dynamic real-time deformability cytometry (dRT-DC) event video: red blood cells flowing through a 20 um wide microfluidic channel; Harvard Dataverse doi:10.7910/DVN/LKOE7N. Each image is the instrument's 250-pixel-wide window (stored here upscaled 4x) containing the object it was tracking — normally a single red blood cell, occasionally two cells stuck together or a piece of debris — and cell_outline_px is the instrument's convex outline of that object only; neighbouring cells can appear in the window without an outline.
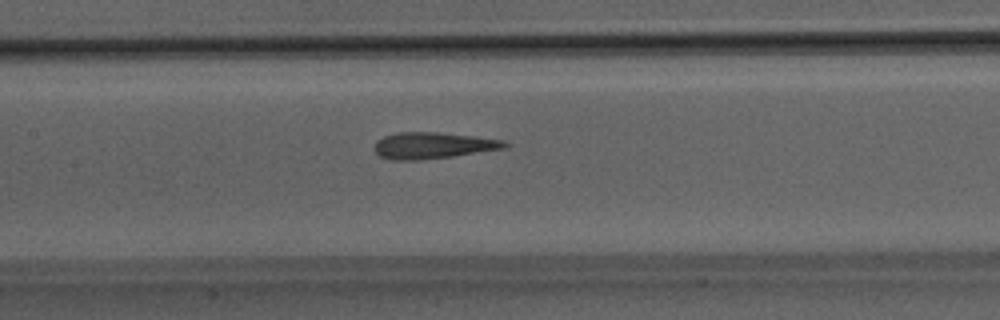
{"species": "Egyptian fruit bat (a non-hibernating species)", "species_latin": "Rousettus aegyptiacus", "temperature_condition": "room temperature", "stored_images_in_passage": 34, "camera_frame_rate_fps": 3000, "um_per_image_px": 0.085, "animal": {"sex": "male"}, "frame": {"image": 1, "passage_image": 13, "time_ms": 4.0, "image_size_px": [1000, 320], "cell_outline_px": [[508, 144], [504, 148], [452, 156], [420, 160], [392, 160], [380, 156], [372, 148], [376, 140], [384, 136], [396, 132], [436, 132], [476, 136], [504, 140]], "centroid_in_image_um": [36.74, 12.36], "position_along_channel_um": 170.7, "area_um2": 20.06}}
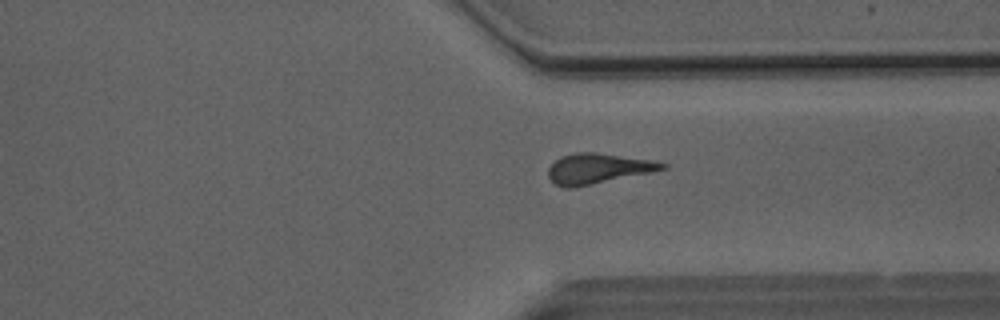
{"frame": {"image": 2, "passage_image": 27, "time_ms": 8.667, "image_size_px": [1000, 320], "cell_outline_px": [[668, 168], [652, 172], [572, 188], [564, 188], [556, 184], [548, 176], [548, 168], [560, 156], [576, 152], [596, 152], [656, 160], [668, 164]], "centroid_in_image_um": [50.86, 14.31], "position_along_channel_um": 360.5, "area_um2": 20.23}}
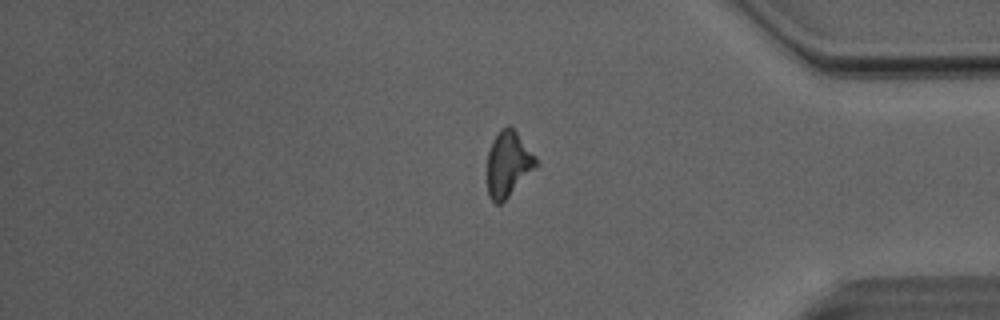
{"frame": {"image": 3, "passage_image": 31, "time_ms": 10.0, "image_size_px": [1000, 320], "cell_outline_px": [[540, 164], [500, 204], [496, 204], [488, 196], [488, 152], [492, 140], [500, 128], [508, 124], [516, 132], [536, 156]], "centroid_in_image_um": [43.21, 13.91], "position_along_channel_um": 392.0, "area_um2": 18.55}}